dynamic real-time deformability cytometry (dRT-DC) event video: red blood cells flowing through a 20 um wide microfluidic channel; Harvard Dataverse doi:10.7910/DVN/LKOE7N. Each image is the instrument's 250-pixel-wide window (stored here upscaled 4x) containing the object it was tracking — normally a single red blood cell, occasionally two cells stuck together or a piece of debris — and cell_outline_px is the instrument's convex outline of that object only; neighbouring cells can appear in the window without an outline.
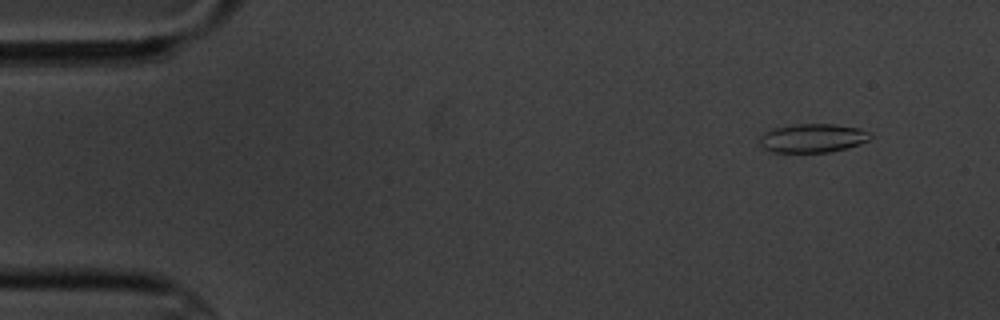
{"species": "common noctule bat (a hibernating species)", "species_latin": "Nyctalus noctula", "temperature_condition": "cold", "stored_images_in_passage": 4, "camera_frame_rate_fps": 3000, "um_per_image_px": 0.085, "animal": {"sex": "male", "body_mass_g": 20.1, "forearm_length_mm": 53.5}, "frame": {"image": 1, "passage_image": 1, "time_ms": 0.0, "image_size_px": [1000, 320], "cell_outline_px": [[872, 136], [868, 140], [860, 144], [828, 152], [772, 152], [764, 148], [760, 144], [760, 136], [764, 132], [776, 128], [792, 124], [836, 124], [860, 128], [868, 132]], "centroid_in_image_um": [69.07, 11.73], "position_along_channel_um": 15.9, "area_um2": 18.44}}
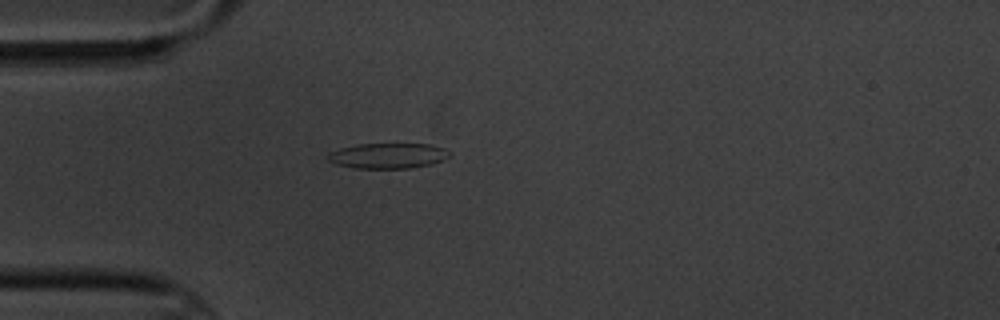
{"frame": {"image": 2, "passage_image": 4, "time_ms": 3.667, "image_size_px": [1000, 320], "cell_outline_px": [[452, 156], [444, 160], [432, 164], [412, 168], [356, 168], [336, 164], [328, 160], [324, 156], [328, 152], [340, 148], [356, 144], [432, 144], [444, 148], [452, 152]], "centroid_in_image_um": [33.0, 13.23], "position_along_channel_um": 52.0, "area_um2": 18.32}}